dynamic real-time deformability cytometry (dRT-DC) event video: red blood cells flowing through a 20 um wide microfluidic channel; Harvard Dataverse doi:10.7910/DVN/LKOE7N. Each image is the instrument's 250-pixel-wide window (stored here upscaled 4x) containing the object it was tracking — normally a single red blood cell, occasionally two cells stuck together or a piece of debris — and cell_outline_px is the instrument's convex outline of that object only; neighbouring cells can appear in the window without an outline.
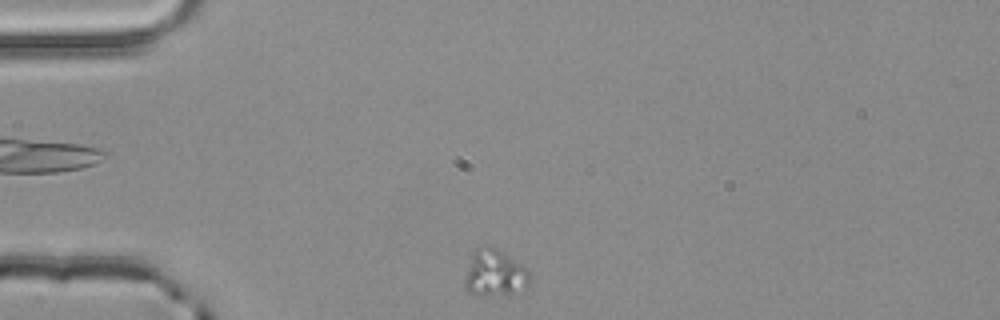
{"species": "common noctule bat (a hibernating species)", "species_latin": "Nyctalus noctula", "temperature_condition": "room temperature", "stored_images_in_passage": 2, "camera_frame_rate_fps": 3000, "um_per_image_px": 0.085, "animal": {"sex": "male", "body_mass_g": 20.4}, "frame": {"image": 1, "passage_image": 2, "time_ms": 0.333, "image_size_px": [1000, 320], "cell_outline_px": [[528, 284], [524, 292], [488, 296], [468, 292], [464, 288], [464, 276], [472, 252], [476, 248], [484, 244], [492, 244], [528, 268]], "centroid_in_image_um": [42.03, 23.19], "position_along_channel_um": 43.0, "area_um2": 18.26}}